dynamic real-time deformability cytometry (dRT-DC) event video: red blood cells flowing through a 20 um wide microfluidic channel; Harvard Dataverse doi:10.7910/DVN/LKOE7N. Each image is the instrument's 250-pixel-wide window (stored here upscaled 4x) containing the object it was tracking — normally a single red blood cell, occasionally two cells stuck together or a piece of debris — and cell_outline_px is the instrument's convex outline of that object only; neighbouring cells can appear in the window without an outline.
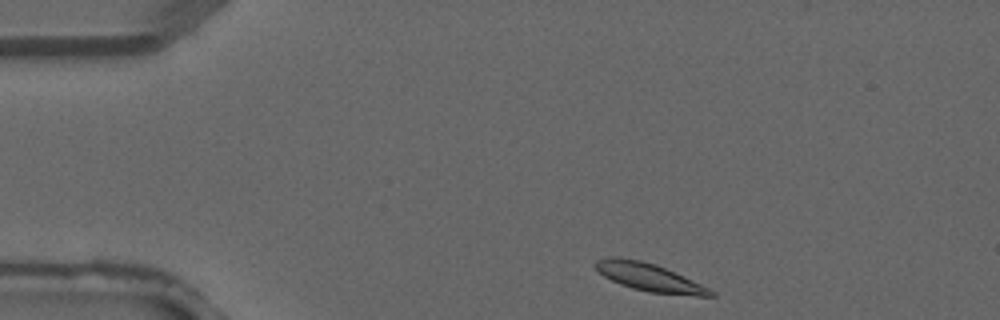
{"species": "common noctule bat (a hibernating species)", "species_latin": "Nyctalus noctula", "temperature_condition": "warm", "stored_images_in_passage": 2, "camera_frame_rate_fps": 3000, "um_per_image_px": 0.085, "animal": {"sex": "male", "forearm_length_mm": 52.5}, "frame": {"image": 1, "passage_image": 1, "time_ms": 0.0, "image_size_px": [1000, 320], "cell_outline_px": [[716, 296], [696, 296], [648, 292], [632, 288], [620, 284], [604, 276], [592, 264], [596, 260], [612, 256], [616, 256], [640, 260], [656, 264], [700, 284], [716, 292]], "centroid_in_image_um": [55.16, 23.56], "position_along_channel_um": 29.8, "area_um2": 18.61}}